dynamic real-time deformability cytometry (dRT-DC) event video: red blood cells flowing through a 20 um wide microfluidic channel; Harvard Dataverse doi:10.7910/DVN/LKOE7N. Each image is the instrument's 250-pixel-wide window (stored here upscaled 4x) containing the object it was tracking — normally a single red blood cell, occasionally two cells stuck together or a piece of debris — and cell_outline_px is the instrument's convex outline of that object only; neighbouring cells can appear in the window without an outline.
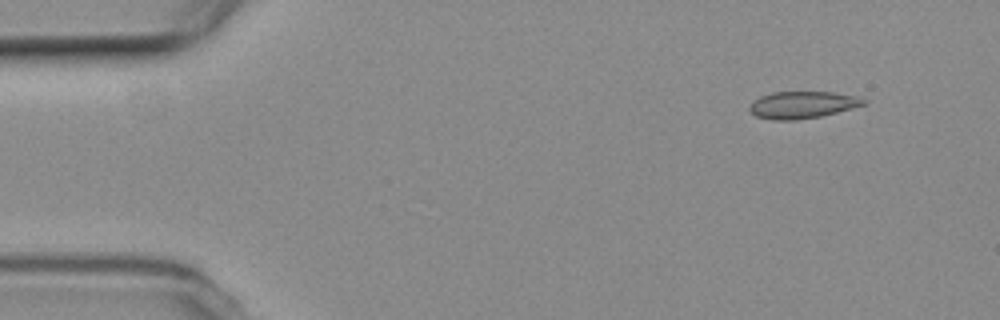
{"species": "common noctule bat (a hibernating species)", "species_latin": "Nyctalus noctula", "temperature_condition": "room temperature", "stored_images_in_passage": 8, "camera_frame_rate_fps": 3000, "um_per_image_px": 0.085, "animal": {"sex": "female", "body_mass_g": 19.3, "forearm_length_mm": 54.1}, "frame": {"image": 1, "passage_image": 2, "time_ms": 1.333, "image_size_px": [1000, 320], "cell_outline_px": [[868, 104], [820, 116], [792, 120], [776, 120], [756, 116], [748, 108], [760, 96], [772, 92], [832, 92], [860, 96], [868, 100]], "centroid_in_image_um": [68.28, 8.9], "position_along_channel_um": 16.7, "area_um2": 17.86}}
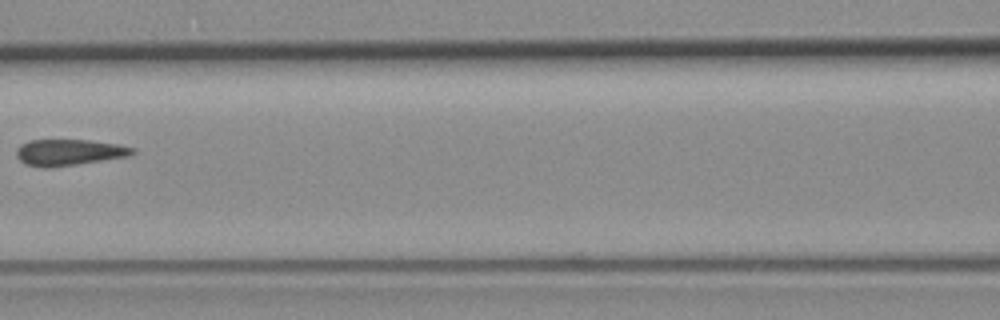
{"frame": {"image": 2, "passage_image": 7, "time_ms": 8.0, "image_size_px": [1000, 320], "cell_outline_px": [[136, 152], [128, 156], [52, 168], [40, 168], [24, 164], [16, 156], [16, 148], [20, 144], [28, 140], [88, 140], [116, 144], [136, 148]], "centroid_in_image_um": [5.81, 12.96], "position_along_channel_um": 160.8, "area_um2": 17.92}}
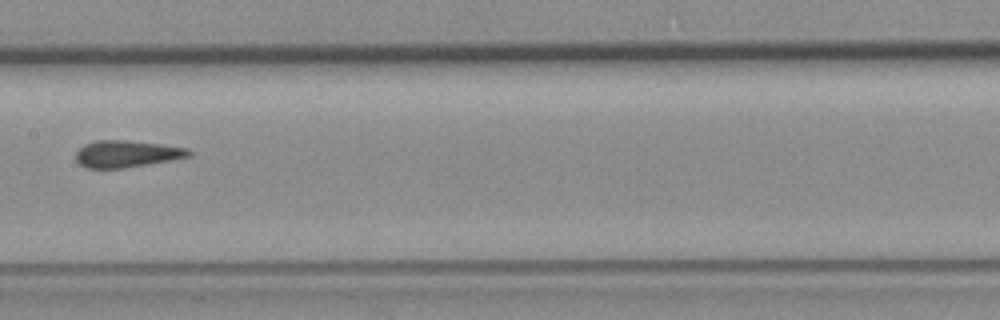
{"frame": {"image": 3, "passage_image": 8, "time_ms": 9.0, "image_size_px": [1000, 320], "cell_outline_px": [[192, 156], [148, 164], [124, 168], [84, 168], [76, 160], [76, 152], [84, 144], [96, 140], [128, 140], [160, 144], [188, 148], [192, 152]], "centroid_in_image_um": [10.76, 13.07], "position_along_channel_um": 196.6, "area_um2": 17.74}}